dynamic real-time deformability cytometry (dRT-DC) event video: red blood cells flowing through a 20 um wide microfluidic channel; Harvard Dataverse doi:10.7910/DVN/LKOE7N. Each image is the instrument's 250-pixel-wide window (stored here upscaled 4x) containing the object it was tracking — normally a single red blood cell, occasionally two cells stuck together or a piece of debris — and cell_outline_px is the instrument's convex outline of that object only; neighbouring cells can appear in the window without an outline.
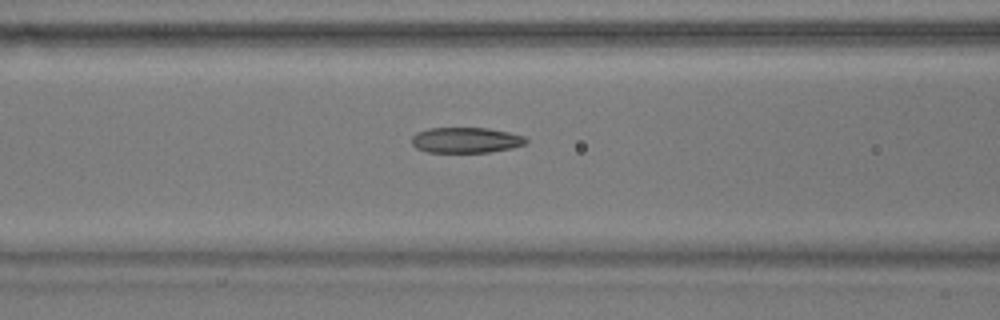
{"species": "common noctule bat (a hibernating species)", "species_latin": "Nyctalus noctula", "temperature_condition": "warm", "stored_images_in_passage": 56, "camera_frame_rate_fps": 3000, "um_per_image_px": 0.085, "animal": {"sex": "male", "body_mass_g": 17.9}, "frame": {"image": 1, "passage_image": 22, "time_ms": 7.0, "image_size_px": [1000, 320], "cell_outline_px": [[528, 144], [512, 148], [488, 152], [428, 152], [416, 148], [412, 144], [412, 136], [416, 132], [428, 128], [488, 128], [508, 132], [524, 136], [528, 140]], "centroid_in_image_um": [39.61, 11.91], "position_along_channel_um": 127.0, "area_um2": 17.11}}
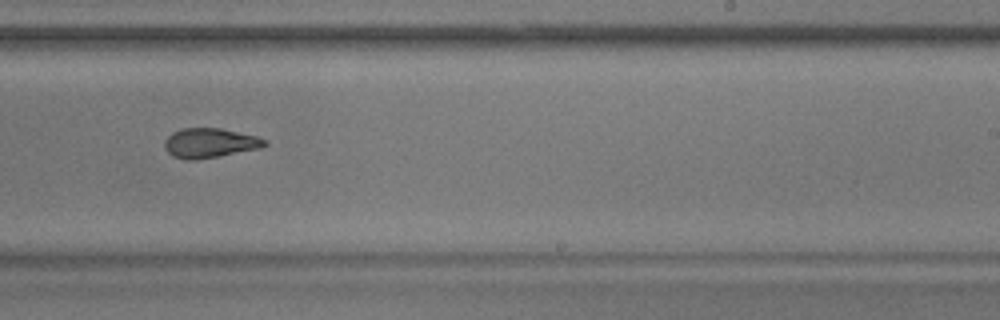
{"frame": {"image": 2, "passage_image": 34, "time_ms": 11.0, "image_size_px": [1000, 320], "cell_outline_px": [[268, 144], [260, 148], [216, 156], [192, 160], [188, 160], [172, 156], [164, 148], [164, 140], [172, 132], [180, 128], [220, 128], [256, 136], [268, 140]], "centroid_in_image_um": [17.8, 12.14], "position_along_channel_um": 271.2, "area_um2": 17.17}}
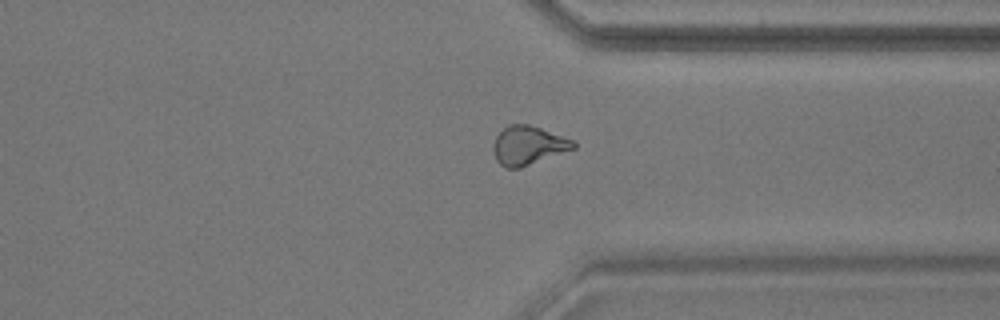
{"frame": {"image": 3, "passage_image": 42, "time_ms": 13.667, "image_size_px": [1000, 320], "cell_outline_px": [[576, 148], [520, 168], [504, 168], [496, 160], [492, 148], [496, 136], [508, 124], [528, 124], [540, 128], [572, 140], [576, 144]], "centroid_in_image_um": [44.87, 12.37], "position_along_channel_um": 366.5, "area_um2": 17.98}, "authors_computed_cell_mechanics": {"area_um2": 18.0914, "velocity_mm_per_s": 3.6129, "shape_relaxation_time_tau1_ms": null, "shape_relaxation_time_tau2_ms": 3.0592, "deformation_change_tau1": null, "deformation_change_tau2": 0.1019}}